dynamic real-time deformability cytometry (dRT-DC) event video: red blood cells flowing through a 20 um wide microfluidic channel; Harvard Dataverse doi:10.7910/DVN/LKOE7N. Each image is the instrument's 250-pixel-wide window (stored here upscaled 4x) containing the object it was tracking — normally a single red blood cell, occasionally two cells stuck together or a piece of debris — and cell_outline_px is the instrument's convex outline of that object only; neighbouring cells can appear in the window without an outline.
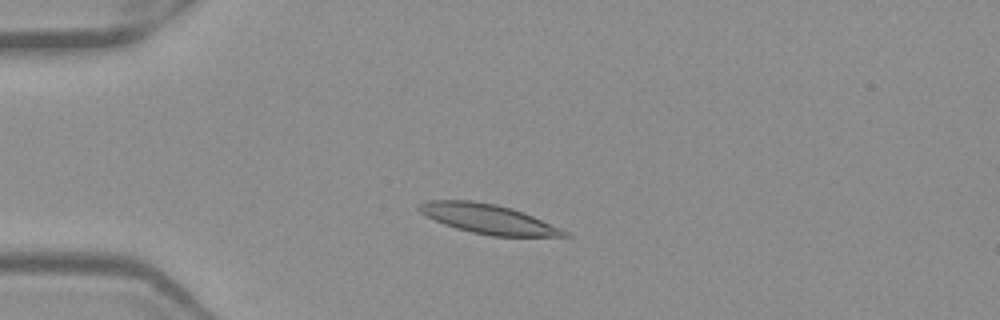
{"species": "Egyptian fruit bat (a non-hibernating species)", "species_latin": "Rousettus aegyptiacus", "temperature_condition": "warm", "stored_images_in_passage": 40, "camera_frame_rate_fps": 3000, "um_per_image_px": 0.085, "frame": {"image": 1, "passage_image": 1, "time_ms": 0.0, "image_size_px": [1000, 320], "cell_outline_px": [[572, 236], [492, 236], [472, 232], [456, 228], [444, 224], [420, 212], [416, 208], [416, 204], [428, 200], [472, 200], [496, 204], [512, 208], [524, 212], [568, 232]], "centroid_in_image_um": [41.45, 18.59], "position_along_channel_um": 43.5, "area_um2": 24.8}}
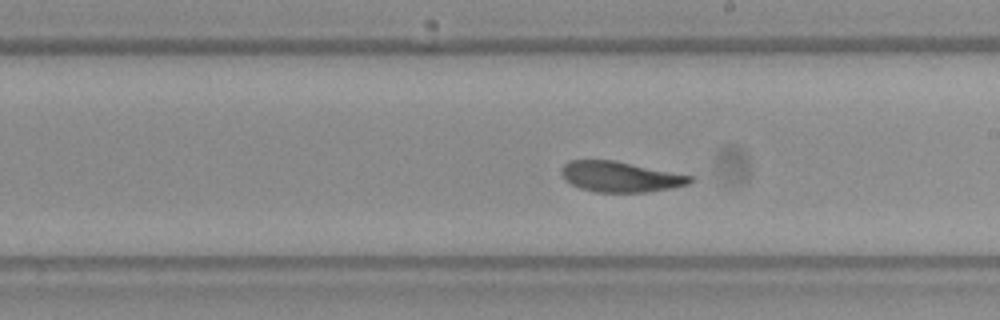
{"frame": {"image": 2, "passage_image": 18, "time_ms": 5.667, "image_size_px": [1000, 320], "cell_outline_px": [[696, 176], [688, 184], [648, 192], [596, 192], [580, 188], [564, 180], [560, 172], [560, 168], [568, 160], [616, 160]], "centroid_in_image_um": [52.71, 15.01], "position_along_channel_um": 236.3, "area_um2": 23.12}}
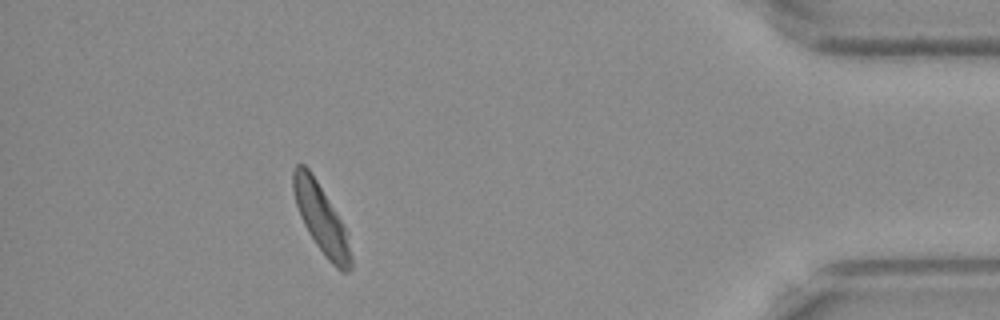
{"frame": {"image": 3, "passage_image": 35, "time_ms": 11.333, "image_size_px": [1000, 320], "cell_outline_px": [[352, 268], [348, 272], [340, 272], [328, 260], [316, 244], [308, 232], [300, 216], [296, 204], [292, 188], [292, 172], [296, 164], [304, 164], [308, 168], [316, 180], [348, 232], [352, 256]], "centroid_in_image_um": [27.32, 18.63], "position_along_channel_um": 407.9, "area_um2": 23.0}, "authors_computed_cell_mechanics": {"area_um2": 23.409, "velocity_mm_per_s": 3.8903, "shape_relaxation_time_tau1_ms": 4.8805, "shape_relaxation_time_tau2_ms": 3.6384, "deformation_change_tau1": 0.1525, "deformation_change_tau2": 0.0981}}